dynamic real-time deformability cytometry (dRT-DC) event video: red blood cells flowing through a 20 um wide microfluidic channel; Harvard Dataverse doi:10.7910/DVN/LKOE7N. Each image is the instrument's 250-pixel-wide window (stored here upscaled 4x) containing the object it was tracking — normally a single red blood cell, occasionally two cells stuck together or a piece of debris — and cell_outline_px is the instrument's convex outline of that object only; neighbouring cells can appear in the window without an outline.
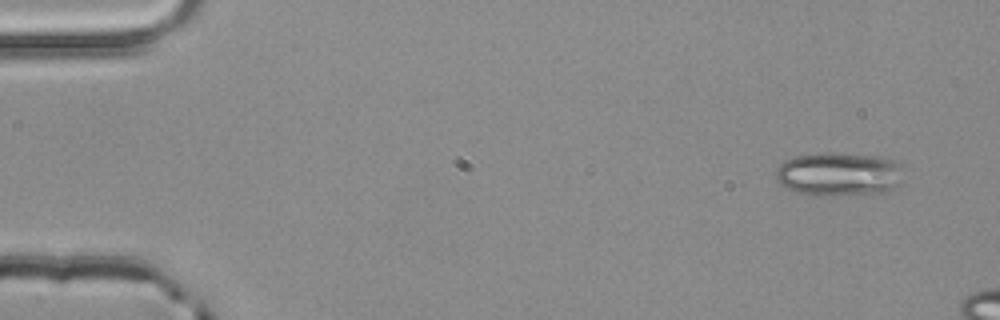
{"species": "common noctule bat (a hibernating species)", "species_latin": "Nyctalus noctula", "temperature_condition": "room temperature", "stored_images_in_passage": 3, "camera_frame_rate_fps": 3000, "um_per_image_px": 0.085, "animal": {"sex": "male", "body_mass_g": 20.4}, "frame": {"image": 1, "passage_image": 1, "time_ms": 0.0, "image_size_px": [1000, 320], "cell_outline_px": [[900, 184], [884, 192], [828, 196], [816, 196], [796, 192], [780, 184], [776, 180], [776, 168], [784, 160], [796, 156], [820, 152], [828, 152], [876, 156], [892, 160], [900, 164]], "centroid_in_image_um": [71.24, 14.8], "position_along_channel_um": 13.8, "area_um2": 32.54}}